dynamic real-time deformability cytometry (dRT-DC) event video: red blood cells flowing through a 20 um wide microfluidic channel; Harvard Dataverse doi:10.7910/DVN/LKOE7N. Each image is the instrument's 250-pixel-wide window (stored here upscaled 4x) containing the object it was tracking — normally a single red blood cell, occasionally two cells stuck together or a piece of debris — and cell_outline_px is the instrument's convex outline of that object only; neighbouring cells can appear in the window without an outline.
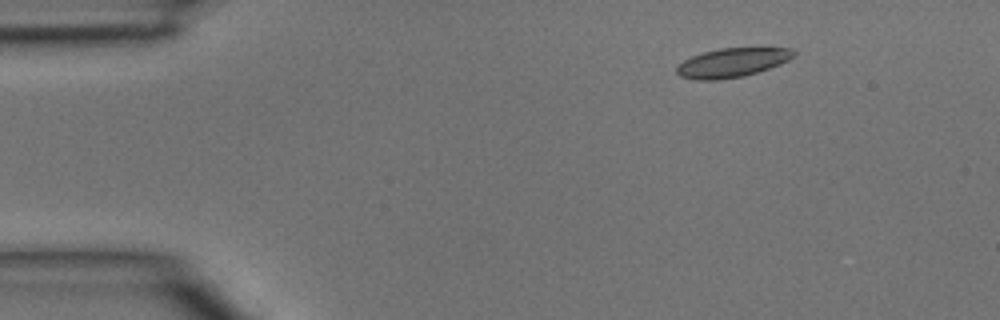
{"species": "common noctule bat (a hibernating species)", "species_latin": "Nyctalus noctula", "temperature_condition": "room temperature", "stored_images_in_passage": 5, "camera_frame_rate_fps": 3000, "um_per_image_px": 0.085, "animal": {"sex": "male", "body_mass_g": 15.6}, "frame": {"image": 1, "passage_image": 2, "time_ms": 0.333, "image_size_px": [1000, 320], "cell_outline_px": [[796, 56], [780, 64], [744, 76], [720, 80], [696, 80], [680, 76], [676, 72], [676, 68], [684, 60], [692, 56], [704, 52], [720, 48], [792, 48], [796, 52]], "centroid_in_image_um": [62.24, 5.32], "position_along_channel_um": 22.8, "area_um2": 19.77}}
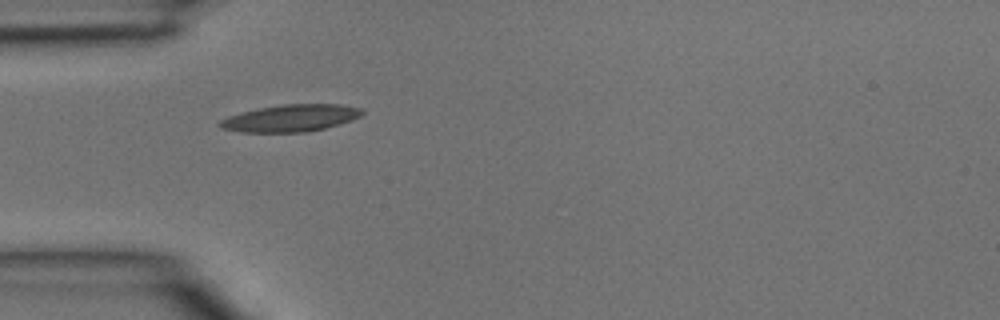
{"frame": {"image": 2, "passage_image": 4, "time_ms": 1.0, "image_size_px": [1000, 320], "cell_outline_px": [[364, 112], [360, 116], [352, 120], [340, 124], [324, 128], [304, 132], [240, 132], [220, 128], [216, 124], [220, 120], [228, 116], [240, 112], [260, 108], [284, 104], [344, 104], [364, 108]], "centroid_in_image_um": [24.71, 10.03], "position_along_channel_um": 60.3, "area_um2": 22.6}}